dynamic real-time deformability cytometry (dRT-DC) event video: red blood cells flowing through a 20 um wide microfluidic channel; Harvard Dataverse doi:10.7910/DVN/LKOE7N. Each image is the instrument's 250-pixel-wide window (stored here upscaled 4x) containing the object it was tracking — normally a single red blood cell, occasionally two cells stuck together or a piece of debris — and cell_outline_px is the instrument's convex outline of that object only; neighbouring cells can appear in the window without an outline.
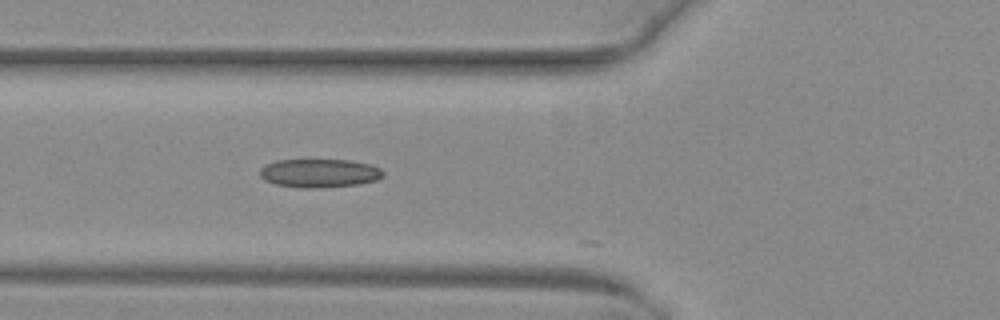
{"species": "common noctule bat (a hibernating species)", "species_latin": "Nyctalus noctula", "temperature_condition": "warm", "stored_images_in_passage": 9, "camera_frame_rate_fps": 3000, "um_per_image_px": 0.085, "animal": {"sex": "female", "body_mass_g": 29.2, "forearm_length_mm": 56.3}, "frame": {"image": 1, "passage_image": 2, "time_ms": 0.333, "image_size_px": [1000, 320], "cell_outline_px": [[384, 176], [376, 180], [360, 184], [316, 188], [300, 188], [276, 184], [264, 180], [260, 176], [260, 168], [264, 164], [276, 160], [352, 160], [368, 164], [380, 168], [384, 172]], "centroid_in_image_um": [27.13, 14.72], "position_along_channel_um": 98.7, "area_um2": 20.63}}
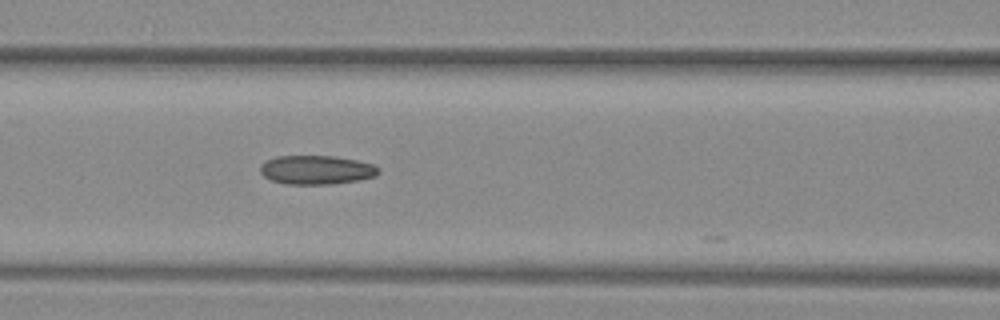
{"frame": {"image": 2, "passage_image": 5, "time_ms": 1.333, "image_size_px": [1000, 320], "cell_outline_px": [[380, 172], [376, 176], [360, 180], [332, 184], [284, 184], [272, 180], [264, 176], [260, 172], [260, 164], [264, 160], [276, 156], [336, 156], [356, 160], [372, 164]], "centroid_in_image_um": [26.86, 14.44], "position_along_channel_um": 139.7, "area_um2": 20.06}}
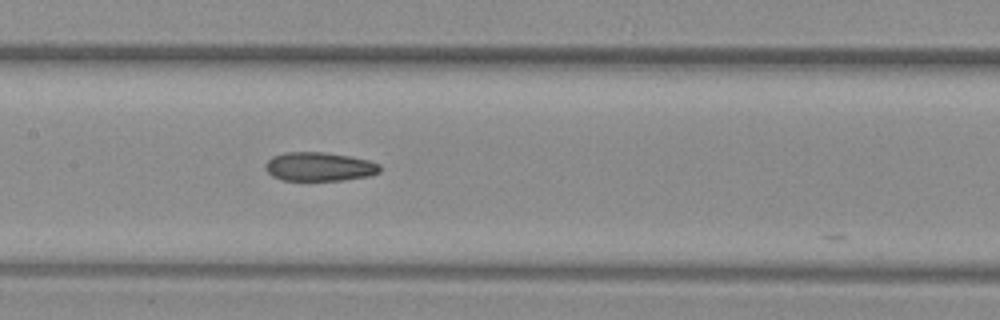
{"frame": {"image": 3, "passage_image": 8, "time_ms": 2.333, "image_size_px": [1000, 320], "cell_outline_px": [[380, 172], [368, 176], [344, 180], [280, 180], [272, 176], [264, 168], [264, 164], [272, 156], [284, 152], [324, 152], [348, 156], [368, 160], [380, 164]], "centroid_in_image_um": [27.1, 14.16], "position_along_channel_um": 180.3, "area_um2": 19.31}}